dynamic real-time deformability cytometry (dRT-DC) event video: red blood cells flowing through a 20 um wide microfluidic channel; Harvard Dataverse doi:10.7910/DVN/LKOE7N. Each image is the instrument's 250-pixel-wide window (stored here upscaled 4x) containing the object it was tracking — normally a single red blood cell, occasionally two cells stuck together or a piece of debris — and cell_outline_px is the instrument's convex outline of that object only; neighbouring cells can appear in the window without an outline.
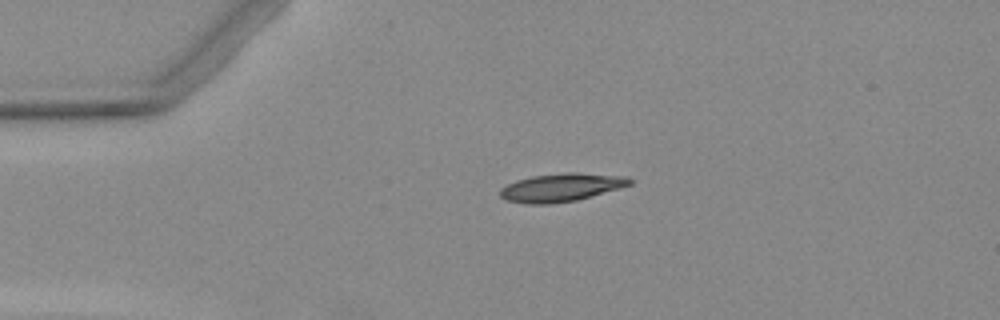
{"species": "Egyptian fruit bat (a non-hibernating species)", "species_latin": "Rousettus aegyptiacus", "temperature_condition": "warm", "stored_images_in_passage": 1, "camera_frame_rate_fps": 3000, "um_per_image_px": 0.085, "animal": {"sex": "female"}, "frame": {"image": 1, "passage_image": 1, "time_ms": 0.0, "image_size_px": [1000, 320], "cell_outline_px": [[632, 184], [576, 200], [548, 204], [524, 204], [504, 200], [500, 196], [500, 188], [516, 180], [532, 176], [568, 172], [576, 172], [628, 176], [632, 180]], "centroid_in_image_um": [47.67, 15.93], "position_along_channel_um": 37.3, "area_um2": 21.27}}